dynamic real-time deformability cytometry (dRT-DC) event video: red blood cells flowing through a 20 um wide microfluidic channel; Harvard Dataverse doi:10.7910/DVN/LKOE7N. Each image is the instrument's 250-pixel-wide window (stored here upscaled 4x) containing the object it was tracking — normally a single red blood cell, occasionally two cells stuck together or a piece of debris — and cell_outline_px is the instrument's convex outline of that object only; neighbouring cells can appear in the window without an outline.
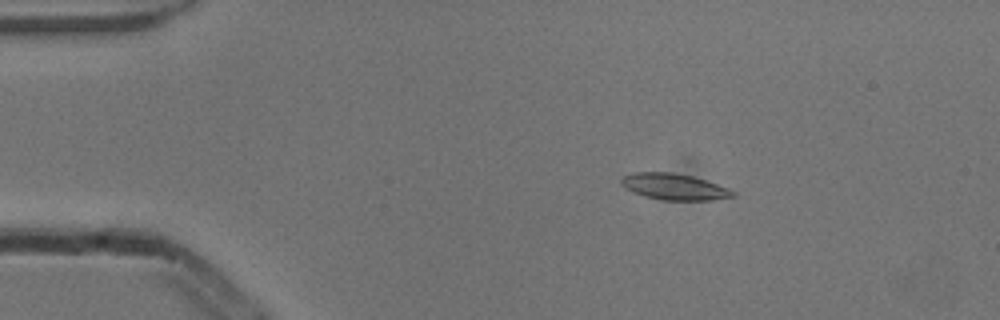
{"species": "common noctule bat (a hibernating species)", "species_latin": "Nyctalus noctula", "temperature_condition": "cold", "stored_images_in_passage": 17, "camera_frame_rate_fps": 3000, "um_per_image_px": 0.085, "animal": {"sex": "male", "body_mass_g": 13.3}, "frame": {"image": 1, "passage_image": 10, "time_ms": 3.0, "image_size_px": [1000, 320], "cell_outline_px": [[736, 196], [712, 200], [664, 200], [644, 196], [632, 192], [624, 188], [620, 184], [620, 180], [624, 176], [636, 172], [672, 172], [692, 176], [728, 188], [736, 192]], "centroid_in_image_um": [57.29, 15.88], "position_along_channel_um": 27.7, "area_um2": 17.05}}
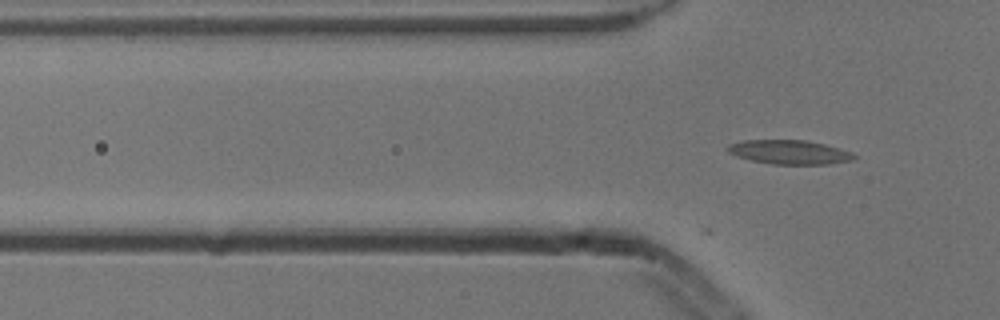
{"frame": {"image": 2, "passage_image": 17, "time_ms": 5.333, "image_size_px": [1000, 320], "cell_outline_px": [[856, 156], [852, 160], [832, 164], [772, 164], [752, 160], [736, 156], [728, 152], [728, 144], [744, 140], [804, 140], [824, 144], [852, 152]], "centroid_in_image_um": [67.1, 12.93], "position_along_channel_um": 58.7, "area_um2": 17.63}}